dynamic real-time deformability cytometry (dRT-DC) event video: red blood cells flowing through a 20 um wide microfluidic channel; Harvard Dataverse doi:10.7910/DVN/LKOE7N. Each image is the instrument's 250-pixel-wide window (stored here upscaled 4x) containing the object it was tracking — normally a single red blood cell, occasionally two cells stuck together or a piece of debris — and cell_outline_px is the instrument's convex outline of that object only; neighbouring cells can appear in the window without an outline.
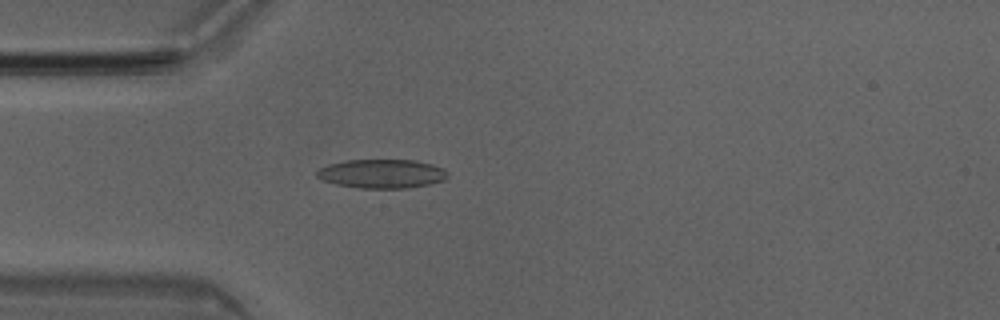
{"species": "Egyptian fruit bat (a non-hibernating species)", "species_latin": "Rousettus aegyptiacus", "temperature_condition": "room temperature", "stored_images_in_passage": 41, "camera_frame_rate_fps": 3000, "um_per_image_px": 0.085, "animal": {"sex": "male"}, "frame": {"image": 1, "passage_image": 14, "time_ms": 4.333, "image_size_px": [1000, 320], "cell_outline_px": [[448, 176], [444, 180], [428, 184], [408, 188], [360, 188], [336, 184], [324, 180], [316, 176], [316, 172], [320, 168], [328, 164], [348, 160], [416, 160], [432, 164], [444, 168], [448, 172]], "centroid_in_image_um": [32.48, 14.76], "position_along_channel_um": 52.5, "area_um2": 22.02}}
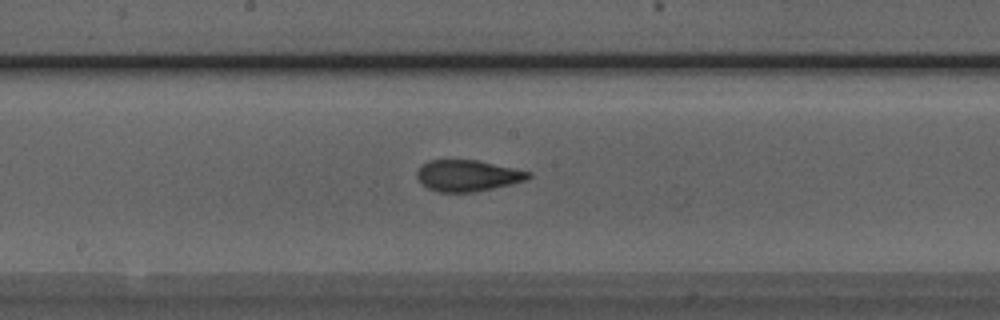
{"frame": {"image": 2, "passage_image": 26, "time_ms": 8.333, "image_size_px": [1000, 320], "cell_outline_px": [[532, 176], [528, 180], [512, 184], [472, 192], [436, 192], [428, 188], [416, 176], [416, 172], [420, 164], [428, 160], [480, 160], [516, 168], [532, 172]], "centroid_in_image_um": [39.78, 14.91], "position_along_channel_um": 208.4, "area_um2": 20.58}}
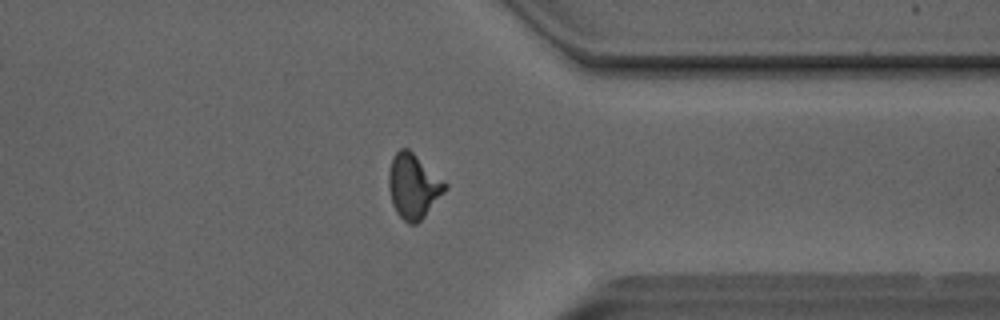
{"frame": {"image": 3, "passage_image": 39, "time_ms": 12.667, "image_size_px": [1000, 320], "cell_outline_px": [[448, 188], [424, 216], [416, 224], [408, 224], [396, 212], [392, 204], [388, 188], [388, 172], [392, 156], [400, 148], [408, 148], [444, 180], [448, 184]], "centroid_in_image_um": [35.12, 15.81], "position_along_channel_um": 376.3, "area_um2": 21.27}}